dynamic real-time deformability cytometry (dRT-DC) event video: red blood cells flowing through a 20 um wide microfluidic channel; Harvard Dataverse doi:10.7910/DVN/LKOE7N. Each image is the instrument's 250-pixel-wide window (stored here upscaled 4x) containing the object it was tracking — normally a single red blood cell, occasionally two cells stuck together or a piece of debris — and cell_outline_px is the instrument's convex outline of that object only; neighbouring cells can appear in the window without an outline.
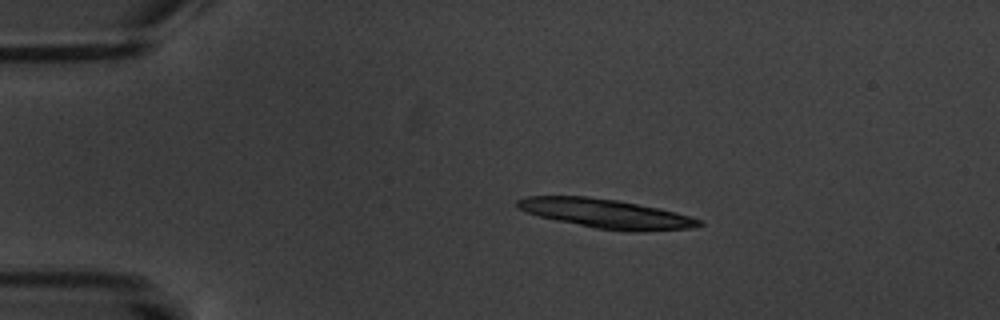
{"species": "common noctule bat (a hibernating species)", "species_latin": "Nyctalus noctula", "temperature_condition": "warm", "stored_images_in_passage": 7, "camera_frame_rate_fps": 3000, "um_per_image_px": 0.085, "animal": {"sex": "male", "body_mass_g": 20.1, "forearm_length_mm": 53.5}, "frame": {"image": 1, "passage_image": 3, "time_ms": 2.333, "image_size_px": [1000, 320], "cell_outline_px": [[704, 224], [692, 228], [640, 232], [628, 232], [596, 228], [556, 220], [540, 216], [528, 212], [520, 208], [516, 204], [516, 200], [528, 196], [588, 196], [616, 200], [660, 208], [692, 216], [700, 220]], "centroid_in_image_um": [51.58, 18.16], "position_along_channel_um": 33.4, "area_um2": 30.81}}